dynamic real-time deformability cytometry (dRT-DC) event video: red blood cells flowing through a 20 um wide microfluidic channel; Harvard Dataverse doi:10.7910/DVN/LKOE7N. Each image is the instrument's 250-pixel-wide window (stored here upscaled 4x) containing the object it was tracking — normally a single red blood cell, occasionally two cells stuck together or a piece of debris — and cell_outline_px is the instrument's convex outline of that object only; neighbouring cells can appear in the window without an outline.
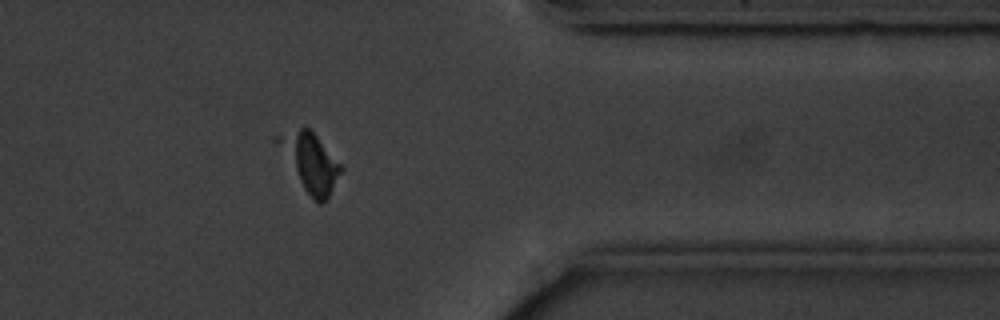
{"species": "common noctule bat (a hibernating species)", "species_latin": "Nyctalus noctula", "temperature_condition": "cold", "stored_images_in_passage": 13, "camera_frame_rate_fps": 3000, "um_per_image_px": 0.085, "animal": {"sex": "male", "body_mass_g": 20.1, "forearm_length_mm": 53.5}, "frame": {"image": 1, "passage_image": 11, "time_ms": 12.667, "image_size_px": [1000, 320], "cell_outline_px": [[344, 168], [328, 196], [320, 204], [312, 200], [272, 140], [272, 136], [300, 128], [308, 128], [344, 164]], "centroid_in_image_um": [26.36, 13.75], "position_along_channel_um": 385.0, "area_um2": 21.33}}
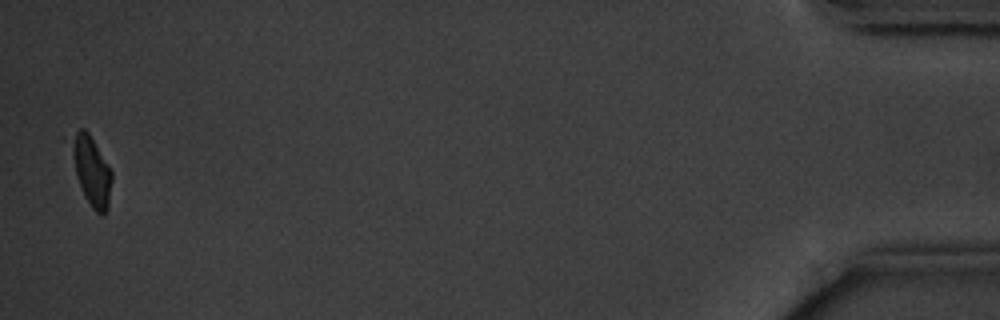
{"frame": {"image": 2, "passage_image": 13, "time_ms": 16.0, "image_size_px": [1000, 320], "cell_outline_px": [[112, 180], [108, 208], [104, 216], [100, 216], [92, 208], [84, 196], [76, 176], [64, 140], [64, 136], [80, 128], [84, 128], [88, 132], [112, 172]], "centroid_in_image_um": [7.66, 14.42], "position_along_channel_um": 427.5, "area_um2": 17.28}, "authors_computed_cell_mechanics": {"area_um2": 17.918, "velocity_mm_per_s": 3.5795, "shape_relaxation_time_tau1_ms": 5.1266, "shape_relaxation_time_tau2_ms": 4.9791, "deformation_change_tau1": 0.1095, "deformation_change_tau2": 0.0666}}